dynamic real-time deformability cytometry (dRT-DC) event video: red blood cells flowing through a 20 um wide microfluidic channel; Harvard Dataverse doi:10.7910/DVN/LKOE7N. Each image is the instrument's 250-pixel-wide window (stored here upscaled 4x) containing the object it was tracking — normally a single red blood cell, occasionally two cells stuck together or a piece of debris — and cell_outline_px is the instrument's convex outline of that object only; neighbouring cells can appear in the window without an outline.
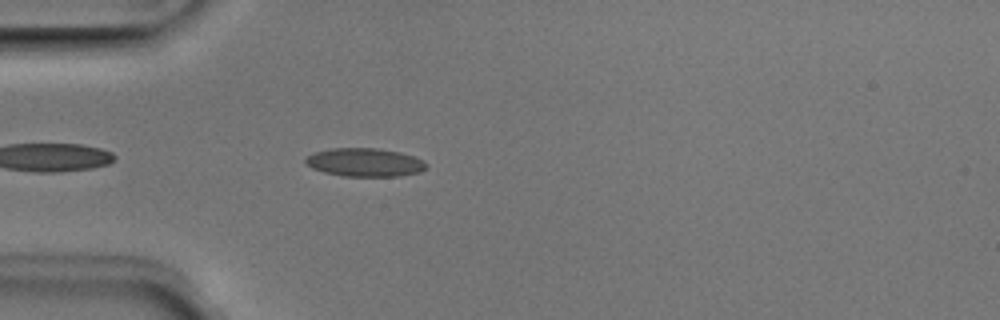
{"species": "Egyptian fruit bat (a non-hibernating species)", "species_latin": "Rousettus aegyptiacus", "temperature_condition": "room temperature", "stored_images_in_passage": 40, "camera_frame_rate_fps": 3000, "um_per_image_px": 0.085, "animal": {"sex": "male"}, "frame": {"image": 1, "passage_image": 4, "time_ms": 1.0, "image_size_px": [1000, 320], "cell_outline_px": [[428, 164], [420, 172], [400, 176], [344, 176], [324, 172], [312, 168], [304, 164], [304, 160], [312, 152], [332, 148], [376, 148], [400, 152], [424, 160]], "centroid_in_image_um": [30.98, 13.8], "position_along_channel_um": 54.0, "area_um2": 20.06}}
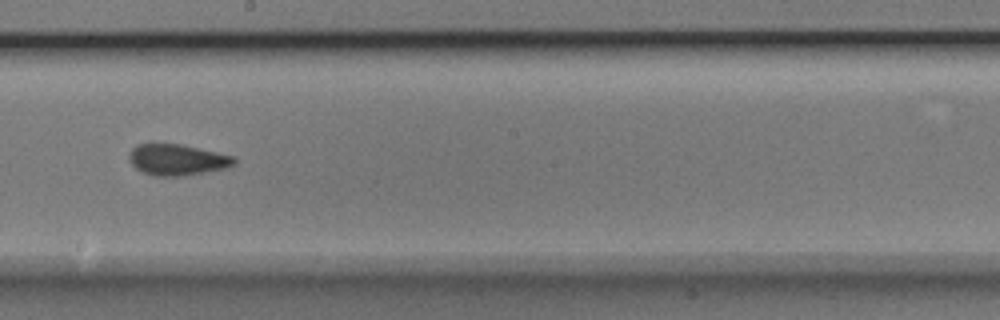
{"frame": {"image": 2, "passage_image": 18, "time_ms": 5.667, "image_size_px": [1000, 320], "cell_outline_px": [[236, 164], [228, 168], [184, 176], [156, 176], [144, 172], [136, 168], [128, 160], [128, 156], [132, 148], [136, 144], [180, 144], [216, 152], [232, 156], [236, 160]], "centroid_in_image_um": [15.06, 13.58], "position_along_channel_um": 233.1, "area_um2": 19.02}}
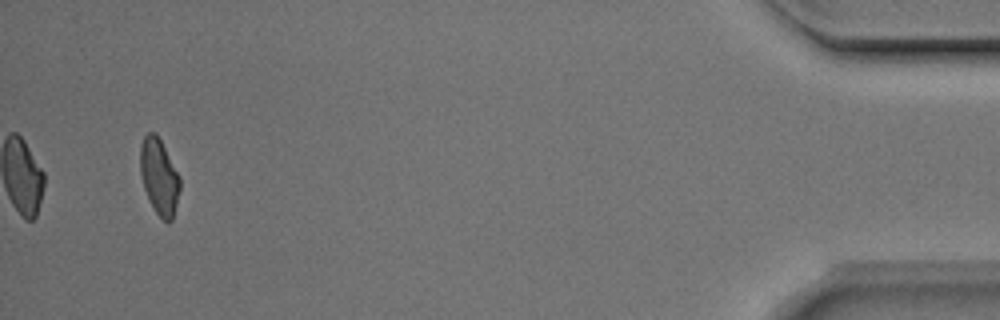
{"frame": {"image": 3, "passage_image": 38, "time_ms": 12.333, "image_size_px": [1000, 320], "cell_outline_px": [[180, 188], [172, 220], [168, 224], [156, 212], [148, 200], [144, 188], [140, 172], [140, 144], [144, 136], [148, 132], [156, 132], [180, 176]], "centroid_in_image_um": [13.52, 15.0], "position_along_channel_um": 421.7, "area_um2": 17.57}, "authors_computed_cell_mechanics": {"area_um2": 18.6694, "velocity_mm_per_s": 4.0035, "shape_relaxation_time_tau1_ms": null, "shape_relaxation_time_tau2_ms": 1.8967, "deformation_change_tau1": null, "deformation_change_tau2": 0.0712}}